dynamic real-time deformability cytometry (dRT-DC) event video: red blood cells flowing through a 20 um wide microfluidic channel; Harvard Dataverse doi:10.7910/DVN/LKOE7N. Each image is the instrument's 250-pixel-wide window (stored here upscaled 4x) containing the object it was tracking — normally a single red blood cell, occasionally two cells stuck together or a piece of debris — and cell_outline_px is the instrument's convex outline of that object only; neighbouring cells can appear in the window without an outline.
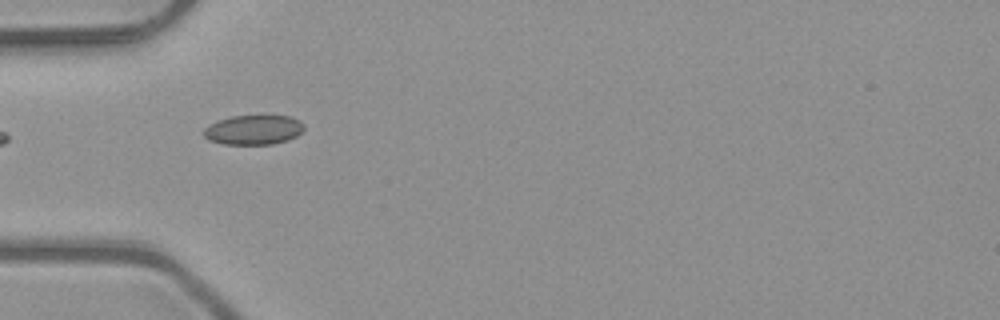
{"species": "common noctule bat (a hibernating species)", "species_latin": "Nyctalus noctula", "temperature_condition": "room temperature", "stored_images_in_passage": 6, "camera_frame_rate_fps": 3000, "um_per_image_px": 0.085, "animal": {"sex": "male", "body_mass_g": 23.1, "forearm_length_mm": 52.7}, "frame": {"image": 1, "passage_image": 5, "time_ms": 1.333, "image_size_px": [1000, 320], "cell_outline_px": [[304, 128], [296, 136], [288, 140], [272, 144], [224, 144], [208, 140], [204, 136], [204, 128], [208, 124], [216, 120], [232, 116], [292, 116], [300, 120], [304, 124]], "centroid_in_image_um": [21.53, 11.03], "position_along_channel_um": 63.5, "area_um2": 17.4}}
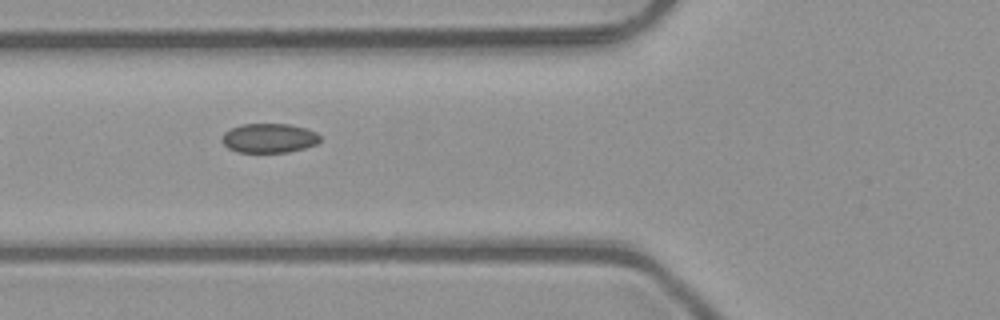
{"frame": {"image": 2, "passage_image": 6, "time_ms": 1.667, "image_size_px": [1000, 320], "cell_outline_px": [[320, 140], [316, 144], [304, 148], [288, 152], [236, 152], [228, 148], [220, 140], [224, 132], [240, 124], [288, 124], [304, 128], [316, 132], [320, 136]], "centroid_in_image_um": [22.84, 11.74], "position_along_channel_um": 103.0, "area_um2": 16.76}}